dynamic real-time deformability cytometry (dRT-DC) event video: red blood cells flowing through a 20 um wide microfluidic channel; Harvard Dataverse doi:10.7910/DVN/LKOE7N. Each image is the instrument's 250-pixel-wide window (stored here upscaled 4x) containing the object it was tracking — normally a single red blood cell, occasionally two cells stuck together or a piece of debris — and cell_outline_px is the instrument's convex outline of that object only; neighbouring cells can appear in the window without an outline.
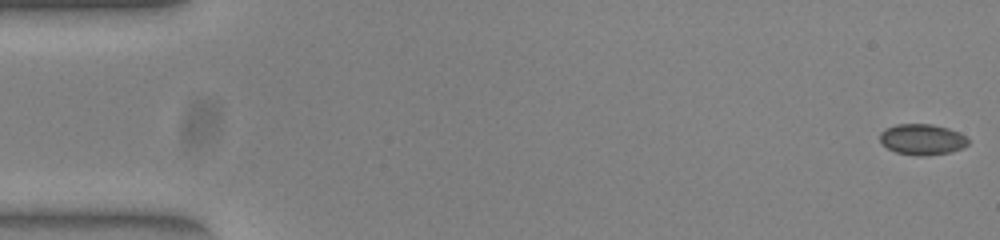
{"species": "common noctule bat (a hibernating species)", "species_latin": "Nyctalus noctula", "temperature_condition": "warm", "stored_images_in_passage": 16, "camera_frame_rate_fps": 3000, "um_per_image_px": 0.085, "animal": {"sex": "female", "body_mass_g": 23.0, "forearm_length_mm": 53.4}, "frame": {"image": 1, "passage_image": 1, "time_ms": 0.0, "image_size_px": [1000, 240], "cell_outline_px": [[968, 144], [952, 152], [924, 156], [916, 156], [896, 152], [888, 148], [880, 140], [880, 132], [884, 128], [896, 124], [932, 124], [948, 128], [960, 132], [968, 140]], "centroid_in_image_um": [78.37, 11.84], "position_along_channel_um": 6.6, "area_um2": 15.9}}